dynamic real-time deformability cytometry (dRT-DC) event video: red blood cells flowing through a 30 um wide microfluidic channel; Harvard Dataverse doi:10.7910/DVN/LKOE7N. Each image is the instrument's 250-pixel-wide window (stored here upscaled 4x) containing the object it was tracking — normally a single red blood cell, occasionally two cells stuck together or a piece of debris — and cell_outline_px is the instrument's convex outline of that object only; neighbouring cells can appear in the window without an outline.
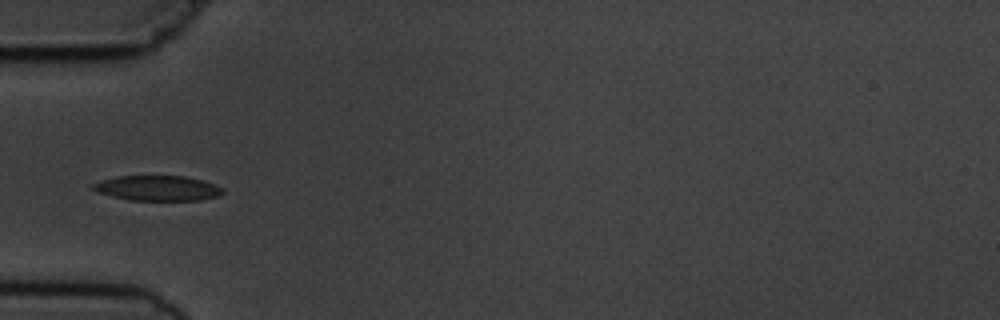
{"species": "common noctule bat (a hibernating species)", "species_latin": "Nyctalus noctula", "temperature_condition": "cold", "stored_images_in_passage": 8, "camera_frame_rate_fps": 3000, "um_per_image_px": 0.085, "animal": {"sex": "male", "body_mass_g": 19.5, "forearm_length_mm": 54.6}, "frame": {"image": 1, "passage_image": 4, "time_ms": 3.667, "image_size_px": [1000, 320], "cell_outline_px": [[224, 192], [220, 196], [200, 200], [128, 200], [96, 192], [88, 188], [92, 184], [100, 180], [116, 176], [184, 176], [216, 184], [224, 188]], "centroid_in_image_um": [13.36, 15.99], "position_along_channel_um": 71.6, "area_um2": 19.25}}
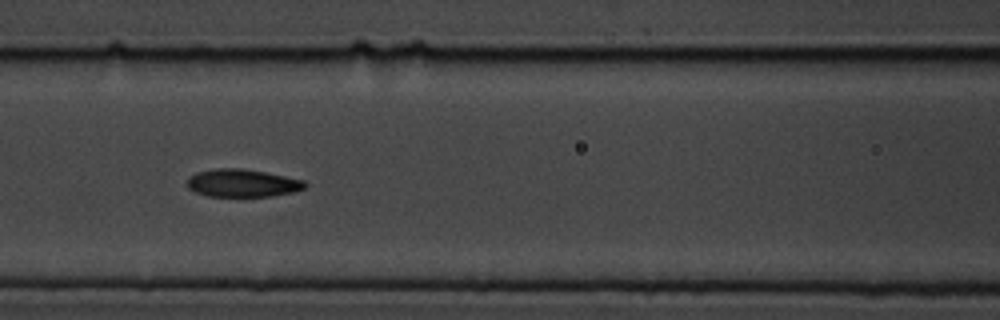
{"frame": {"image": 2, "passage_image": 6, "time_ms": 5.667, "image_size_px": [1000, 320], "cell_outline_px": [[308, 184], [304, 188], [292, 192], [272, 196], [208, 196], [196, 192], [188, 188], [188, 176], [196, 172], [216, 168], [240, 168], [264, 172], [304, 180]], "centroid_in_image_um": [20.58, 15.56], "position_along_channel_um": 146.0, "area_um2": 18.96}}
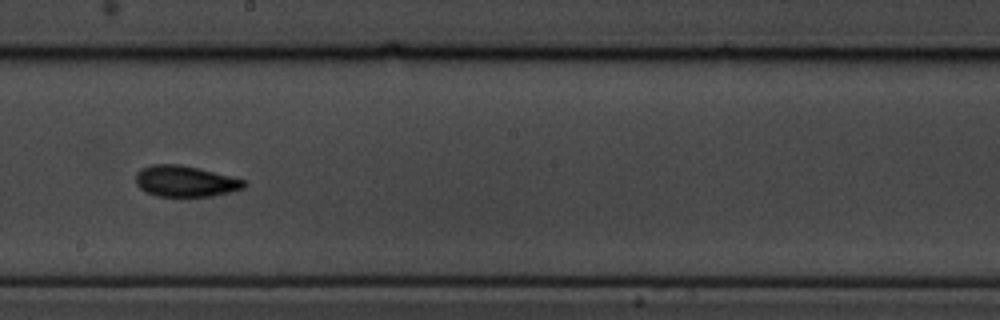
{"frame": {"image": 3, "passage_image": 8, "time_ms": 8.0, "image_size_px": [1000, 320], "cell_outline_px": [[248, 184], [244, 188], [232, 192], [212, 196], [156, 196], [144, 192], [136, 184], [136, 172], [140, 168], [152, 164], [180, 164], [200, 168], [244, 180]], "centroid_in_image_um": [15.73, 15.4], "position_along_channel_um": 232.5, "area_um2": 19.83}}